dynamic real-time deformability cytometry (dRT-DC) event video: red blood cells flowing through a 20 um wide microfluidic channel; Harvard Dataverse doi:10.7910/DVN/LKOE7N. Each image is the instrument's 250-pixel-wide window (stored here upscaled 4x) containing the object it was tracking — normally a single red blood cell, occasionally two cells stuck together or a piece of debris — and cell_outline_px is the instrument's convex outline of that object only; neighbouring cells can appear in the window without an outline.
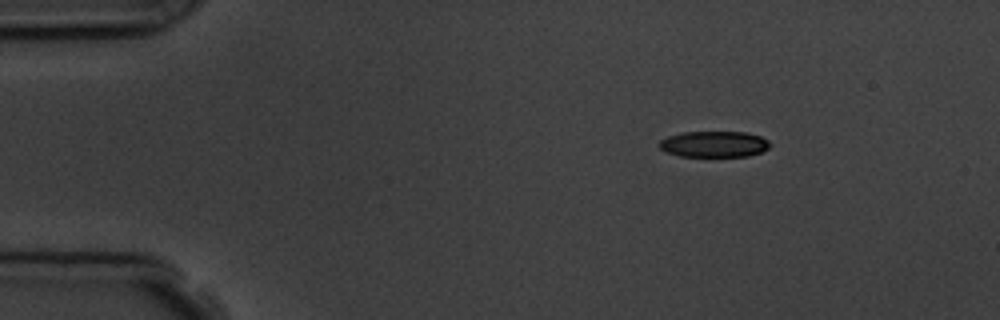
{"species": "common noctule bat (a hibernating species)", "species_latin": "Nyctalus noctula", "temperature_condition": "room temperature", "stored_images_in_passage": 4, "segment_of_instrument_passage": [1, 2], "camera_frame_rate_fps": 3000, "um_per_image_px": 0.085, "animal": {"sex": "male", "body_mass_g": 19.5, "forearm_length_mm": 54.6}, "frame": {"image": 1, "passage_image": 1, "time_ms": 0.0, "image_size_px": [1000, 320], "cell_outline_px": [[772, 144], [768, 148], [760, 152], [748, 156], [680, 156], [668, 152], [660, 148], [656, 144], [660, 140], [668, 136], [684, 132], [744, 132], [760, 136], [768, 140]], "centroid_in_image_um": [60.69, 12.25], "position_along_channel_um": 24.3, "area_um2": 16.76}}